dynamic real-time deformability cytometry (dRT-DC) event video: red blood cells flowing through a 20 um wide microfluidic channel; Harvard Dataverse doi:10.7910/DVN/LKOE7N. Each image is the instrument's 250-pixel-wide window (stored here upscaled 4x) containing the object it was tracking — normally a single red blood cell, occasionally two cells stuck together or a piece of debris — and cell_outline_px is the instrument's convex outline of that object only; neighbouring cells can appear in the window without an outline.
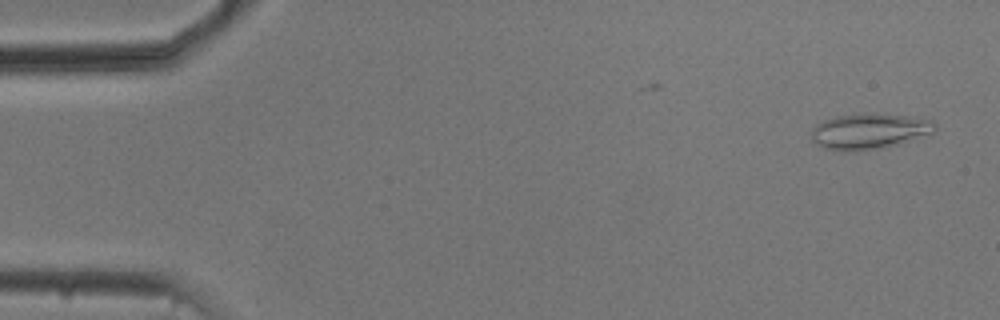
{"species": "common noctule bat (a hibernating species)", "species_latin": "Nyctalus noctula", "temperature_condition": "cold", "stored_images_in_passage": 11, "camera_frame_rate_fps": 3000, "um_per_image_px": 0.085, "animal": {"sex": "male", "body_mass_g": 20.5, "forearm_length_mm": 52.5}, "frame": {"image": 1, "passage_image": 2, "time_ms": 0.333, "image_size_px": [1000, 320], "cell_outline_px": [[936, 128], [932, 132], [896, 144], [880, 148], [852, 152], [844, 152], [824, 148], [816, 144], [812, 140], [812, 128], [816, 124], [824, 120], [836, 116], [908, 116], [932, 120], [936, 124]], "centroid_in_image_um": [73.82, 11.21], "position_along_channel_um": 11.2, "area_um2": 24.62}}